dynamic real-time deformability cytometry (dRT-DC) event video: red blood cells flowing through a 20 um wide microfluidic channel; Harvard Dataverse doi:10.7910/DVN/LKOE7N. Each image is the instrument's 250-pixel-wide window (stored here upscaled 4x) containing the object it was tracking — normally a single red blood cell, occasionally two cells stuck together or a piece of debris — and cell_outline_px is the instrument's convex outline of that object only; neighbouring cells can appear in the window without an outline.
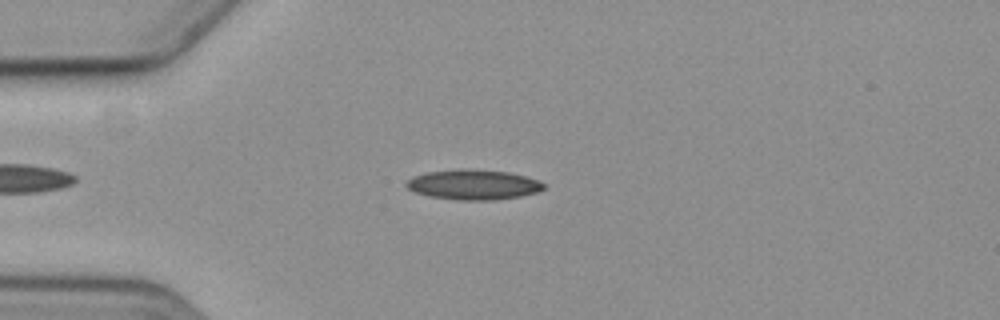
{"species": "common noctule bat (a hibernating species)", "species_latin": "Nyctalus noctula", "temperature_condition": "cold", "stored_images_in_passage": 8, "camera_frame_rate_fps": 3000, "um_per_image_px": 0.085, "animal": {"sex": "female", "body_mass_g": 19.3, "forearm_length_mm": 54.1}, "frame": {"image": 1, "passage_image": 5, "time_ms": 4.667, "image_size_px": [1000, 320], "cell_outline_px": [[544, 188], [536, 192], [520, 196], [492, 200], [460, 200], [432, 196], [416, 192], [408, 188], [404, 184], [412, 176], [428, 172], [460, 168], [468, 168], [508, 172], [524, 176], [536, 180], [544, 184]], "centroid_in_image_um": [40.21, 15.68], "position_along_channel_um": 44.8, "area_um2": 23.81}}
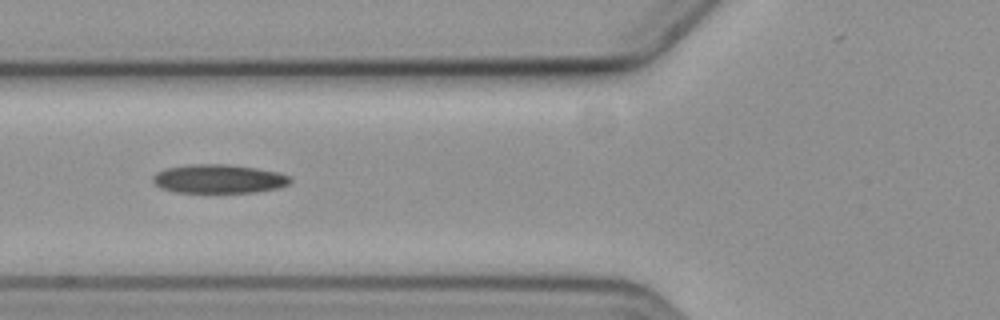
{"frame": {"image": 2, "passage_image": 7, "time_ms": 7.0, "image_size_px": [1000, 320], "cell_outline_px": [[292, 180], [288, 184], [276, 188], [256, 192], [176, 192], [160, 188], [152, 180], [152, 176], [156, 172], [168, 168], [188, 164], [228, 164], [256, 168], [280, 172], [288, 176]], "centroid_in_image_um": [18.58, 15.19], "position_along_channel_um": 107.2, "area_um2": 23.0}}